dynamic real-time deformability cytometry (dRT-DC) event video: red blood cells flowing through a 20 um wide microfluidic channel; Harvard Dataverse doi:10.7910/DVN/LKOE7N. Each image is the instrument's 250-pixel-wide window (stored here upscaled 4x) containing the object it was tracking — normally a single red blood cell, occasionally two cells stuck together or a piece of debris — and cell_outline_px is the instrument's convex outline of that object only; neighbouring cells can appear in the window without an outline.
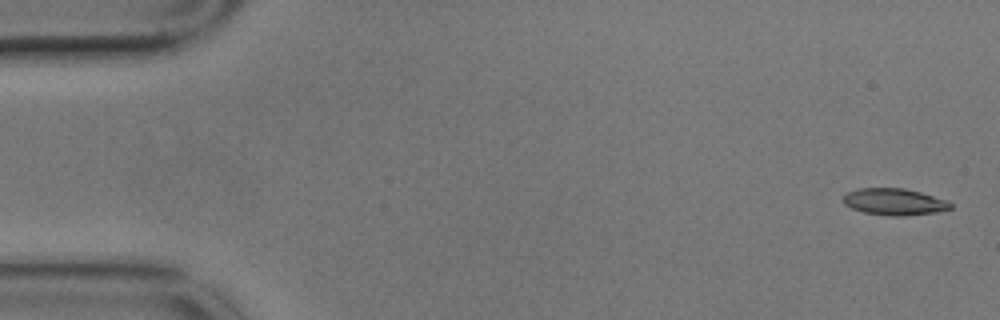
{"species": "common noctule bat (a hibernating species)", "species_latin": "Nyctalus noctula", "temperature_condition": "cold", "stored_images_in_passage": 58, "camera_frame_rate_fps": 3000, "um_per_image_px": 0.085, "animal": {"sex": "male", "body_mass_g": 17.9}, "frame": {"image": 1, "passage_image": 2, "time_ms": 0.333, "image_size_px": [1000, 320], "cell_outline_px": [[952, 208], [936, 212], [904, 216], [888, 216], [864, 212], [852, 208], [844, 204], [844, 192], [856, 188], [904, 188], [920, 192], [948, 200], [952, 204]], "centroid_in_image_um": [76.01, 17.14], "position_along_channel_um": 9.0, "area_um2": 16.82}}
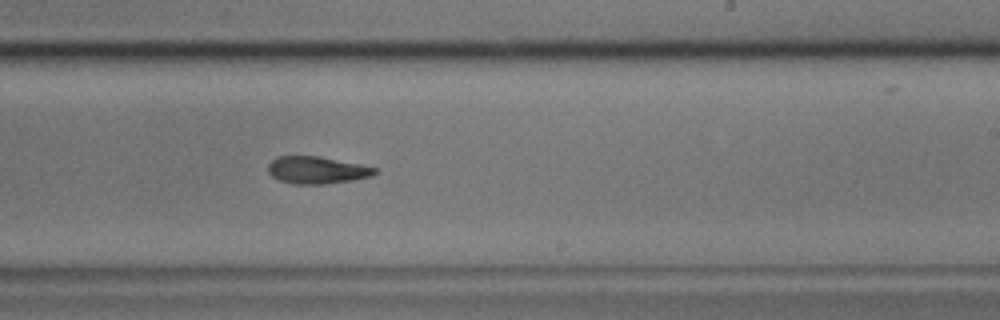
{"frame": {"image": 2, "passage_image": 35, "time_ms": 11.333, "image_size_px": [1000, 320], "cell_outline_px": [[376, 172], [372, 176], [352, 180], [324, 184], [292, 184], [280, 180], [272, 176], [268, 172], [268, 164], [276, 156], [320, 156], [360, 164], [376, 168]], "centroid_in_image_um": [26.91, 14.45], "position_along_channel_um": 262.1, "area_um2": 16.94}}
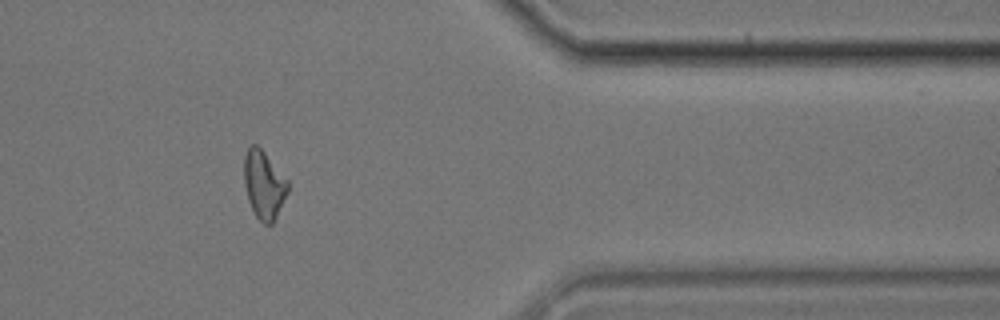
{"frame": {"image": 3, "passage_image": 48, "time_ms": 15.667, "image_size_px": [1000, 320], "cell_outline_px": [[288, 192], [272, 224], [264, 224], [256, 216], [248, 200], [244, 184], [244, 156], [248, 148], [252, 144], [256, 144], [264, 152], [288, 180]], "centroid_in_image_um": [22.42, 15.69], "position_along_channel_um": 389.0, "area_um2": 17.17}, "authors_computed_cell_mechanics": {"area_um2": 17.4845, "velocity_mm_per_s": 3.4078, "shape_relaxation_time_tau1_ms": 10.0326, "shape_relaxation_time_tau2_ms": null, "deformation_change_tau1": 0.239, "deformation_change_tau2": null}}